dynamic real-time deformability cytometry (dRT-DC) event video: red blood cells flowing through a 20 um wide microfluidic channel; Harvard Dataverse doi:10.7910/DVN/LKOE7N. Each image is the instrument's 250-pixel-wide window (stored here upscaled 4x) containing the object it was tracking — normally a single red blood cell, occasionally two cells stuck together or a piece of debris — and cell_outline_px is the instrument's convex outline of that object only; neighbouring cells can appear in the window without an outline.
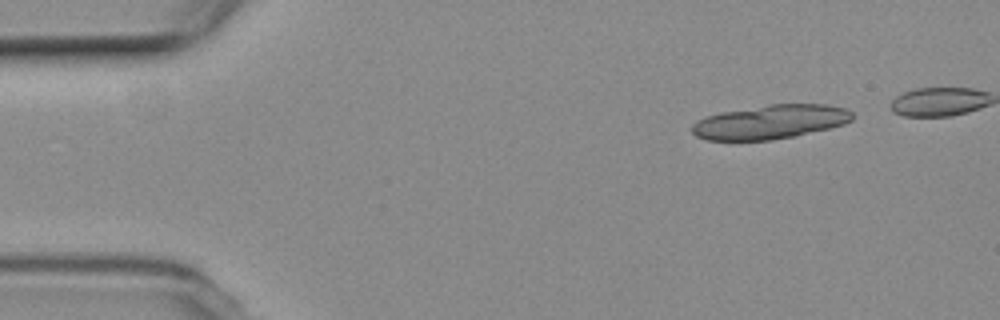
{"species": "common noctule bat (a hibernating species)", "species_latin": "Nyctalus noctula", "temperature_condition": "room temperature", "stored_images_in_passage": 3, "segment_of_instrument_passage": [2, 2], "camera_frame_rate_fps": 3000, "um_per_image_px": 0.085, "animal": {"sex": "female", "body_mass_g": 19.3, "forearm_length_mm": 54.1}, "frame": {"image": 1, "passage_image": 3, "time_ms": 2.333, "image_size_px": [1000, 320], "cell_outline_px": [[852, 120], [844, 124], [796, 136], [772, 140], [708, 140], [696, 136], [692, 132], [692, 124], [696, 120], [704, 116], [724, 112], [768, 104], [824, 104], [844, 108], [852, 112]], "centroid_in_image_um": [65.46, 10.36], "position_along_channel_um": 19.5, "area_um2": 31.73}}